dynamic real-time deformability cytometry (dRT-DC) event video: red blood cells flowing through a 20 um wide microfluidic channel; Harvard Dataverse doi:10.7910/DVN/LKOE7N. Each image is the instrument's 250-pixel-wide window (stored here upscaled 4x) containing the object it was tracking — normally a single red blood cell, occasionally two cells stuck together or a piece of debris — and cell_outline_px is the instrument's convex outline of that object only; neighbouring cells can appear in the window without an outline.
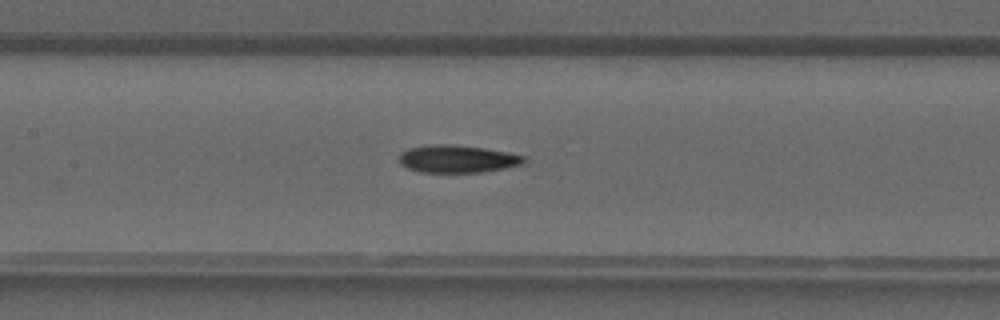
{"species": "common noctule bat (a hibernating species)", "species_latin": "Nyctalus noctula", "temperature_condition": "warm", "stored_images_in_passage": 30, "camera_frame_rate_fps": 3000, "um_per_image_px": 0.085, "animal": {"sex": "male", "forearm_length_mm": 52.5}, "frame": {"image": 1, "passage_image": 9, "time_ms": 2.667, "image_size_px": [1000, 320], "cell_outline_px": [[528, 160], [524, 164], [504, 168], [480, 172], [420, 172], [408, 168], [400, 164], [400, 152], [408, 148], [432, 144], [452, 144], [484, 148], [508, 152], [524, 156]], "centroid_in_image_um": [38.89, 13.5], "position_along_channel_um": 168.5, "area_um2": 20.11}}
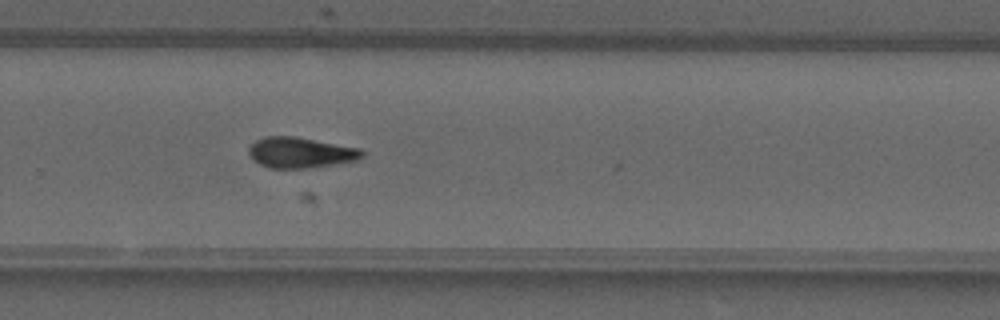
{"frame": {"image": 2, "passage_image": 17, "time_ms": 5.333, "image_size_px": [1000, 320], "cell_outline_px": [[364, 156], [360, 160], [308, 168], [268, 168], [252, 160], [248, 152], [248, 148], [256, 140], [264, 136], [292, 136], [360, 148], [364, 152]], "centroid_in_image_um": [25.53, 12.98], "position_along_channel_um": 304.3, "area_um2": 20.29}}
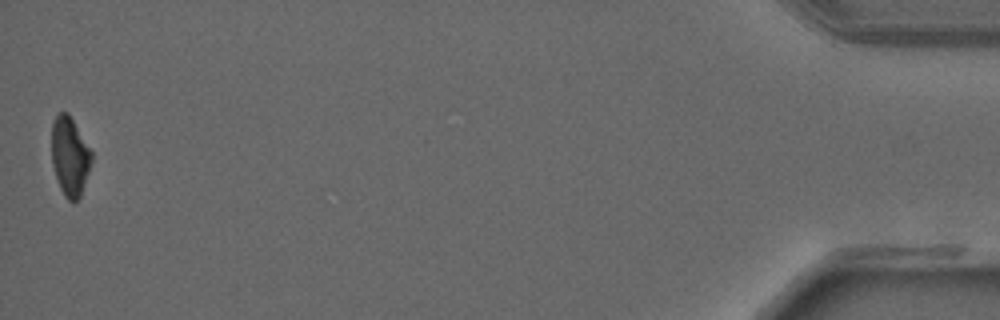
{"frame": {"image": 3, "passage_image": 30, "time_ms": 9.667, "image_size_px": [1000, 320], "cell_outline_px": [[92, 160], [80, 196], [76, 200], [68, 200], [64, 196], [60, 188], [52, 164], [52, 124], [56, 116], [60, 112], [68, 112], [92, 152]], "centroid_in_image_um": [5.93, 13.27], "position_along_channel_um": 429.3, "area_um2": 18.03}}